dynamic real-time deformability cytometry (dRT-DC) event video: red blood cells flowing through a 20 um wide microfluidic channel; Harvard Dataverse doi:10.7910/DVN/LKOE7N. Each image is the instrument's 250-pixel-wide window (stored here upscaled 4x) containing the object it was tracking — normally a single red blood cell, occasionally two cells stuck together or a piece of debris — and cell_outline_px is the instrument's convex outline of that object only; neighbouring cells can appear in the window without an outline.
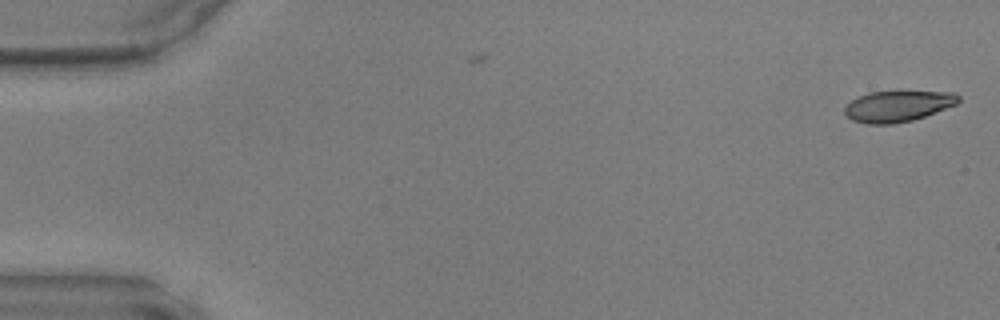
{"species": "common noctule bat (a hibernating species)", "species_latin": "Nyctalus noctula", "temperature_condition": "warm", "stored_images_in_passage": 3, "camera_frame_rate_fps": 3000, "um_per_image_px": 0.085, "animal": {"sex": "male", "body_mass_g": 17.9, "forearm_length_mm": 54.2}, "frame": {"image": 1, "passage_image": 3, "time_ms": 0.667, "image_size_px": [1000, 320], "cell_outline_px": [[960, 100], [956, 104], [924, 116], [912, 120], [892, 124], [864, 124], [852, 120], [844, 112], [844, 108], [852, 100], [868, 92], [900, 88], [956, 92], [960, 96]], "centroid_in_image_um": [76.36, 8.95], "position_along_channel_um": 8.6, "area_um2": 21.56}}